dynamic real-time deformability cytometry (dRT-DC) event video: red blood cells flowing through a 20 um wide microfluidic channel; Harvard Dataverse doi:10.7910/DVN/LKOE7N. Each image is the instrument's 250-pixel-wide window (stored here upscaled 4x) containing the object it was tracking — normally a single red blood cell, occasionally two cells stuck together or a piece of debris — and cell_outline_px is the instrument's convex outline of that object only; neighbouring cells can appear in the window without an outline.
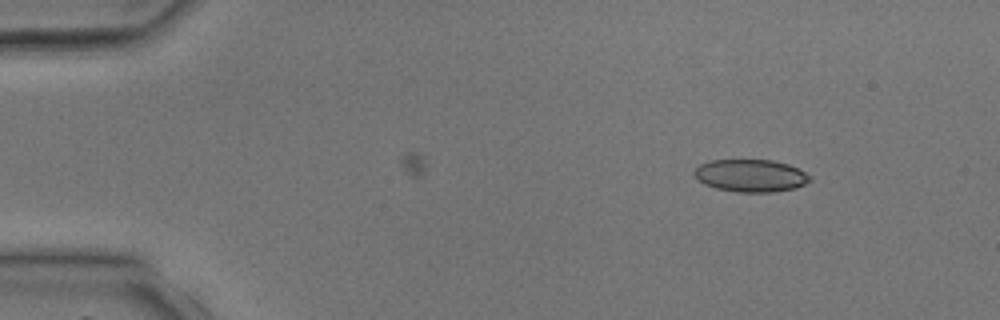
{"species": "common noctule bat (a hibernating species)", "species_latin": "Nyctalus noctula", "temperature_condition": "room temperature", "stored_images_in_passage": 2, "camera_frame_rate_fps": 3000, "um_per_image_px": 0.085, "animal": {"sex": "male", "body_mass_g": 17.9, "forearm_length_mm": 54.2}, "frame": {"image": 1, "passage_image": 1, "time_ms": 0.0, "image_size_px": [1000, 320], "cell_outline_px": [[812, 180], [796, 188], [772, 192], [736, 192], [716, 188], [704, 184], [692, 172], [700, 164], [708, 160], [772, 160], [788, 164], [812, 176]], "centroid_in_image_um": [63.81, 14.93], "position_along_channel_um": 21.2, "area_um2": 21.91}}